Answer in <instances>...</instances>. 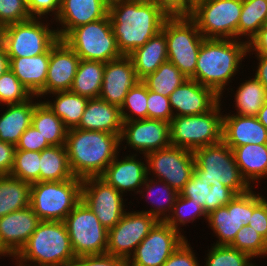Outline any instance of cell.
<instances>
[{
    "mask_svg": "<svg viewBox=\"0 0 267 266\" xmlns=\"http://www.w3.org/2000/svg\"><path fill=\"white\" fill-rule=\"evenodd\" d=\"M119 51L128 56L162 30L169 17L151 0H121L108 13Z\"/></svg>",
    "mask_w": 267,
    "mask_h": 266,
    "instance_id": "cell-1",
    "label": "cell"
},
{
    "mask_svg": "<svg viewBox=\"0 0 267 266\" xmlns=\"http://www.w3.org/2000/svg\"><path fill=\"white\" fill-rule=\"evenodd\" d=\"M65 147L76 178L100 177L120 152V134L72 128L67 131Z\"/></svg>",
    "mask_w": 267,
    "mask_h": 266,
    "instance_id": "cell-2",
    "label": "cell"
},
{
    "mask_svg": "<svg viewBox=\"0 0 267 266\" xmlns=\"http://www.w3.org/2000/svg\"><path fill=\"white\" fill-rule=\"evenodd\" d=\"M247 50L246 40L204 39L198 54L195 80L222 98L225 86L238 73Z\"/></svg>",
    "mask_w": 267,
    "mask_h": 266,
    "instance_id": "cell-3",
    "label": "cell"
},
{
    "mask_svg": "<svg viewBox=\"0 0 267 266\" xmlns=\"http://www.w3.org/2000/svg\"><path fill=\"white\" fill-rule=\"evenodd\" d=\"M14 258L22 266H70L76 256L65 223L48 220L40 221Z\"/></svg>",
    "mask_w": 267,
    "mask_h": 266,
    "instance_id": "cell-4",
    "label": "cell"
},
{
    "mask_svg": "<svg viewBox=\"0 0 267 266\" xmlns=\"http://www.w3.org/2000/svg\"><path fill=\"white\" fill-rule=\"evenodd\" d=\"M82 179L31 183L30 207L41 221H64L81 201Z\"/></svg>",
    "mask_w": 267,
    "mask_h": 266,
    "instance_id": "cell-5",
    "label": "cell"
},
{
    "mask_svg": "<svg viewBox=\"0 0 267 266\" xmlns=\"http://www.w3.org/2000/svg\"><path fill=\"white\" fill-rule=\"evenodd\" d=\"M221 103L203 114L173 117L169 123L170 144L193 151L223 141Z\"/></svg>",
    "mask_w": 267,
    "mask_h": 266,
    "instance_id": "cell-6",
    "label": "cell"
},
{
    "mask_svg": "<svg viewBox=\"0 0 267 266\" xmlns=\"http://www.w3.org/2000/svg\"><path fill=\"white\" fill-rule=\"evenodd\" d=\"M167 40L168 61L188 79L195 80L198 54L205 39L190 16H169L162 27Z\"/></svg>",
    "mask_w": 267,
    "mask_h": 266,
    "instance_id": "cell-7",
    "label": "cell"
},
{
    "mask_svg": "<svg viewBox=\"0 0 267 266\" xmlns=\"http://www.w3.org/2000/svg\"><path fill=\"white\" fill-rule=\"evenodd\" d=\"M62 40L82 60L107 63L123 56L118 49L109 15L72 29Z\"/></svg>",
    "mask_w": 267,
    "mask_h": 266,
    "instance_id": "cell-8",
    "label": "cell"
},
{
    "mask_svg": "<svg viewBox=\"0 0 267 266\" xmlns=\"http://www.w3.org/2000/svg\"><path fill=\"white\" fill-rule=\"evenodd\" d=\"M194 172L200 178H212L232 189L237 195L248 192L252 186L242 177L232 149L224 142L199 147L192 151Z\"/></svg>",
    "mask_w": 267,
    "mask_h": 266,
    "instance_id": "cell-9",
    "label": "cell"
},
{
    "mask_svg": "<svg viewBox=\"0 0 267 266\" xmlns=\"http://www.w3.org/2000/svg\"><path fill=\"white\" fill-rule=\"evenodd\" d=\"M41 20V21H40ZM50 23L42 18L9 24L0 29L2 41L8 57H33L45 53L59 38Z\"/></svg>",
    "mask_w": 267,
    "mask_h": 266,
    "instance_id": "cell-10",
    "label": "cell"
},
{
    "mask_svg": "<svg viewBox=\"0 0 267 266\" xmlns=\"http://www.w3.org/2000/svg\"><path fill=\"white\" fill-rule=\"evenodd\" d=\"M242 0H196L190 17L205 39L238 40Z\"/></svg>",
    "mask_w": 267,
    "mask_h": 266,
    "instance_id": "cell-11",
    "label": "cell"
},
{
    "mask_svg": "<svg viewBox=\"0 0 267 266\" xmlns=\"http://www.w3.org/2000/svg\"><path fill=\"white\" fill-rule=\"evenodd\" d=\"M76 257L105 254L108 230L81 200L63 221Z\"/></svg>",
    "mask_w": 267,
    "mask_h": 266,
    "instance_id": "cell-12",
    "label": "cell"
},
{
    "mask_svg": "<svg viewBox=\"0 0 267 266\" xmlns=\"http://www.w3.org/2000/svg\"><path fill=\"white\" fill-rule=\"evenodd\" d=\"M253 189L254 187L244 194L236 195L226 206L207 215L209 227L218 238L213 245H230L238 231L248 225L250 214L265 199Z\"/></svg>",
    "mask_w": 267,
    "mask_h": 266,
    "instance_id": "cell-13",
    "label": "cell"
},
{
    "mask_svg": "<svg viewBox=\"0 0 267 266\" xmlns=\"http://www.w3.org/2000/svg\"><path fill=\"white\" fill-rule=\"evenodd\" d=\"M145 157L147 175L164 181L178 193L184 189L194 172L193 152L185 148L170 145L167 148L150 152Z\"/></svg>",
    "mask_w": 267,
    "mask_h": 266,
    "instance_id": "cell-14",
    "label": "cell"
},
{
    "mask_svg": "<svg viewBox=\"0 0 267 266\" xmlns=\"http://www.w3.org/2000/svg\"><path fill=\"white\" fill-rule=\"evenodd\" d=\"M81 200L107 230L113 228L126 213L123 194L100 177L82 180Z\"/></svg>",
    "mask_w": 267,
    "mask_h": 266,
    "instance_id": "cell-15",
    "label": "cell"
},
{
    "mask_svg": "<svg viewBox=\"0 0 267 266\" xmlns=\"http://www.w3.org/2000/svg\"><path fill=\"white\" fill-rule=\"evenodd\" d=\"M157 222L154 216L141 211L126 212L121 220L108 230L106 253L128 261Z\"/></svg>",
    "mask_w": 267,
    "mask_h": 266,
    "instance_id": "cell-16",
    "label": "cell"
},
{
    "mask_svg": "<svg viewBox=\"0 0 267 266\" xmlns=\"http://www.w3.org/2000/svg\"><path fill=\"white\" fill-rule=\"evenodd\" d=\"M185 239L165 221H158L137 246L127 266H162Z\"/></svg>",
    "mask_w": 267,
    "mask_h": 266,
    "instance_id": "cell-17",
    "label": "cell"
},
{
    "mask_svg": "<svg viewBox=\"0 0 267 266\" xmlns=\"http://www.w3.org/2000/svg\"><path fill=\"white\" fill-rule=\"evenodd\" d=\"M122 142L143 155L167 148L171 145L169 123L155 119L123 121L120 145Z\"/></svg>",
    "mask_w": 267,
    "mask_h": 266,
    "instance_id": "cell-18",
    "label": "cell"
},
{
    "mask_svg": "<svg viewBox=\"0 0 267 266\" xmlns=\"http://www.w3.org/2000/svg\"><path fill=\"white\" fill-rule=\"evenodd\" d=\"M140 81L129 56L123 55L116 60L108 61L105 63L99 98L109 104L121 107L129 90Z\"/></svg>",
    "mask_w": 267,
    "mask_h": 266,
    "instance_id": "cell-19",
    "label": "cell"
},
{
    "mask_svg": "<svg viewBox=\"0 0 267 266\" xmlns=\"http://www.w3.org/2000/svg\"><path fill=\"white\" fill-rule=\"evenodd\" d=\"M79 56L63 40L50 47V59L45 81V96L58 91H70L76 75Z\"/></svg>",
    "mask_w": 267,
    "mask_h": 266,
    "instance_id": "cell-20",
    "label": "cell"
},
{
    "mask_svg": "<svg viewBox=\"0 0 267 266\" xmlns=\"http://www.w3.org/2000/svg\"><path fill=\"white\" fill-rule=\"evenodd\" d=\"M40 221L30 206L0 218V246L8 257L18 254Z\"/></svg>",
    "mask_w": 267,
    "mask_h": 266,
    "instance_id": "cell-21",
    "label": "cell"
},
{
    "mask_svg": "<svg viewBox=\"0 0 267 266\" xmlns=\"http://www.w3.org/2000/svg\"><path fill=\"white\" fill-rule=\"evenodd\" d=\"M169 101L175 117L206 113L221 101V98L196 80L186 79L169 95Z\"/></svg>",
    "mask_w": 267,
    "mask_h": 266,
    "instance_id": "cell-22",
    "label": "cell"
},
{
    "mask_svg": "<svg viewBox=\"0 0 267 266\" xmlns=\"http://www.w3.org/2000/svg\"><path fill=\"white\" fill-rule=\"evenodd\" d=\"M109 5L104 0H60V9L54 19L62 27H57L59 39H63L72 29L105 18Z\"/></svg>",
    "mask_w": 267,
    "mask_h": 266,
    "instance_id": "cell-23",
    "label": "cell"
},
{
    "mask_svg": "<svg viewBox=\"0 0 267 266\" xmlns=\"http://www.w3.org/2000/svg\"><path fill=\"white\" fill-rule=\"evenodd\" d=\"M136 156H138L136 153L131 154L123 157L120 161L118 154L100 178L122 194L127 193V191H134L138 194L148 175L145 155H143L145 163L142 160L139 161Z\"/></svg>",
    "mask_w": 267,
    "mask_h": 266,
    "instance_id": "cell-24",
    "label": "cell"
},
{
    "mask_svg": "<svg viewBox=\"0 0 267 266\" xmlns=\"http://www.w3.org/2000/svg\"><path fill=\"white\" fill-rule=\"evenodd\" d=\"M180 194L199 203L207 215L226 206L237 195L221 182L212 178H200L195 172Z\"/></svg>",
    "mask_w": 267,
    "mask_h": 266,
    "instance_id": "cell-25",
    "label": "cell"
},
{
    "mask_svg": "<svg viewBox=\"0 0 267 266\" xmlns=\"http://www.w3.org/2000/svg\"><path fill=\"white\" fill-rule=\"evenodd\" d=\"M223 141L231 148L267 144V129L256 116L223 115Z\"/></svg>",
    "mask_w": 267,
    "mask_h": 266,
    "instance_id": "cell-26",
    "label": "cell"
},
{
    "mask_svg": "<svg viewBox=\"0 0 267 266\" xmlns=\"http://www.w3.org/2000/svg\"><path fill=\"white\" fill-rule=\"evenodd\" d=\"M50 48L33 57H9V68L27 90L38 97L45 96V81L49 67Z\"/></svg>",
    "mask_w": 267,
    "mask_h": 266,
    "instance_id": "cell-27",
    "label": "cell"
},
{
    "mask_svg": "<svg viewBox=\"0 0 267 266\" xmlns=\"http://www.w3.org/2000/svg\"><path fill=\"white\" fill-rule=\"evenodd\" d=\"M122 126L120 107L109 104L100 98H92L88 99L85 111L76 128L121 134Z\"/></svg>",
    "mask_w": 267,
    "mask_h": 266,
    "instance_id": "cell-28",
    "label": "cell"
},
{
    "mask_svg": "<svg viewBox=\"0 0 267 266\" xmlns=\"http://www.w3.org/2000/svg\"><path fill=\"white\" fill-rule=\"evenodd\" d=\"M128 56L132 59L135 73L142 81L155 72L162 63L168 61L165 32L161 30Z\"/></svg>",
    "mask_w": 267,
    "mask_h": 266,
    "instance_id": "cell-29",
    "label": "cell"
},
{
    "mask_svg": "<svg viewBox=\"0 0 267 266\" xmlns=\"http://www.w3.org/2000/svg\"><path fill=\"white\" fill-rule=\"evenodd\" d=\"M37 101L32 98L20 104H7L0 114V141L16 146L21 135L32 123V115Z\"/></svg>",
    "mask_w": 267,
    "mask_h": 266,
    "instance_id": "cell-30",
    "label": "cell"
},
{
    "mask_svg": "<svg viewBox=\"0 0 267 266\" xmlns=\"http://www.w3.org/2000/svg\"><path fill=\"white\" fill-rule=\"evenodd\" d=\"M232 151L242 177L252 188L254 181L257 183L262 178L266 179L267 144H247L235 147Z\"/></svg>",
    "mask_w": 267,
    "mask_h": 266,
    "instance_id": "cell-31",
    "label": "cell"
},
{
    "mask_svg": "<svg viewBox=\"0 0 267 266\" xmlns=\"http://www.w3.org/2000/svg\"><path fill=\"white\" fill-rule=\"evenodd\" d=\"M150 178V176L146 178L144 185L141 187L142 190L140 189L138 194H143L142 198L144 196L146 200L150 199L149 202L152 203V206L149 208L150 210H142L141 212L154 216L158 221H165L172 212L179 193L164 181ZM144 193L146 194L144 195Z\"/></svg>",
    "mask_w": 267,
    "mask_h": 266,
    "instance_id": "cell-32",
    "label": "cell"
},
{
    "mask_svg": "<svg viewBox=\"0 0 267 266\" xmlns=\"http://www.w3.org/2000/svg\"><path fill=\"white\" fill-rule=\"evenodd\" d=\"M31 183L0 175V218L30 206Z\"/></svg>",
    "mask_w": 267,
    "mask_h": 266,
    "instance_id": "cell-33",
    "label": "cell"
},
{
    "mask_svg": "<svg viewBox=\"0 0 267 266\" xmlns=\"http://www.w3.org/2000/svg\"><path fill=\"white\" fill-rule=\"evenodd\" d=\"M31 125L40 132L50 146L65 145L68 129L50 107L40 99L34 107Z\"/></svg>",
    "mask_w": 267,
    "mask_h": 266,
    "instance_id": "cell-34",
    "label": "cell"
},
{
    "mask_svg": "<svg viewBox=\"0 0 267 266\" xmlns=\"http://www.w3.org/2000/svg\"><path fill=\"white\" fill-rule=\"evenodd\" d=\"M104 69V62L80 59L70 91L89 99L99 98Z\"/></svg>",
    "mask_w": 267,
    "mask_h": 266,
    "instance_id": "cell-35",
    "label": "cell"
},
{
    "mask_svg": "<svg viewBox=\"0 0 267 266\" xmlns=\"http://www.w3.org/2000/svg\"><path fill=\"white\" fill-rule=\"evenodd\" d=\"M65 145L50 146L40 152V182L74 178Z\"/></svg>",
    "mask_w": 267,
    "mask_h": 266,
    "instance_id": "cell-36",
    "label": "cell"
},
{
    "mask_svg": "<svg viewBox=\"0 0 267 266\" xmlns=\"http://www.w3.org/2000/svg\"><path fill=\"white\" fill-rule=\"evenodd\" d=\"M55 100L44 101L50 109L63 121L65 127L69 130L76 128L85 111L88 99L71 91H58L51 93Z\"/></svg>",
    "mask_w": 267,
    "mask_h": 266,
    "instance_id": "cell-37",
    "label": "cell"
},
{
    "mask_svg": "<svg viewBox=\"0 0 267 266\" xmlns=\"http://www.w3.org/2000/svg\"><path fill=\"white\" fill-rule=\"evenodd\" d=\"M234 97L236 115L256 116L267 101V91L253 75L238 86Z\"/></svg>",
    "mask_w": 267,
    "mask_h": 266,
    "instance_id": "cell-38",
    "label": "cell"
},
{
    "mask_svg": "<svg viewBox=\"0 0 267 266\" xmlns=\"http://www.w3.org/2000/svg\"><path fill=\"white\" fill-rule=\"evenodd\" d=\"M265 24H267V0H242L238 40H243L245 36L249 44Z\"/></svg>",
    "mask_w": 267,
    "mask_h": 266,
    "instance_id": "cell-39",
    "label": "cell"
},
{
    "mask_svg": "<svg viewBox=\"0 0 267 266\" xmlns=\"http://www.w3.org/2000/svg\"><path fill=\"white\" fill-rule=\"evenodd\" d=\"M186 79L188 78L173 63L166 61L155 72L145 77L142 82L148 90L169 97Z\"/></svg>",
    "mask_w": 267,
    "mask_h": 266,
    "instance_id": "cell-40",
    "label": "cell"
},
{
    "mask_svg": "<svg viewBox=\"0 0 267 266\" xmlns=\"http://www.w3.org/2000/svg\"><path fill=\"white\" fill-rule=\"evenodd\" d=\"M199 217V218H198ZM204 217L207 219V214L203 210V207L199 203L193 202L192 199L183 197L180 193L173 205L172 212L167 217L165 222L169 224L174 230L181 233L180 226L186 225V223H192L196 219Z\"/></svg>",
    "mask_w": 267,
    "mask_h": 266,
    "instance_id": "cell-41",
    "label": "cell"
},
{
    "mask_svg": "<svg viewBox=\"0 0 267 266\" xmlns=\"http://www.w3.org/2000/svg\"><path fill=\"white\" fill-rule=\"evenodd\" d=\"M10 175L28 183L40 182V152L15 150Z\"/></svg>",
    "mask_w": 267,
    "mask_h": 266,
    "instance_id": "cell-42",
    "label": "cell"
},
{
    "mask_svg": "<svg viewBox=\"0 0 267 266\" xmlns=\"http://www.w3.org/2000/svg\"><path fill=\"white\" fill-rule=\"evenodd\" d=\"M204 266H251L252 257L229 245H213L208 249Z\"/></svg>",
    "mask_w": 267,
    "mask_h": 266,
    "instance_id": "cell-43",
    "label": "cell"
},
{
    "mask_svg": "<svg viewBox=\"0 0 267 266\" xmlns=\"http://www.w3.org/2000/svg\"><path fill=\"white\" fill-rule=\"evenodd\" d=\"M120 110L123 121L147 119V86L142 81L129 90Z\"/></svg>",
    "mask_w": 267,
    "mask_h": 266,
    "instance_id": "cell-44",
    "label": "cell"
},
{
    "mask_svg": "<svg viewBox=\"0 0 267 266\" xmlns=\"http://www.w3.org/2000/svg\"><path fill=\"white\" fill-rule=\"evenodd\" d=\"M252 258L267 255V240L251 226H243L236 234L234 241L229 245Z\"/></svg>",
    "mask_w": 267,
    "mask_h": 266,
    "instance_id": "cell-45",
    "label": "cell"
},
{
    "mask_svg": "<svg viewBox=\"0 0 267 266\" xmlns=\"http://www.w3.org/2000/svg\"><path fill=\"white\" fill-rule=\"evenodd\" d=\"M33 96L10 68L0 76V105L20 104Z\"/></svg>",
    "mask_w": 267,
    "mask_h": 266,
    "instance_id": "cell-46",
    "label": "cell"
},
{
    "mask_svg": "<svg viewBox=\"0 0 267 266\" xmlns=\"http://www.w3.org/2000/svg\"><path fill=\"white\" fill-rule=\"evenodd\" d=\"M30 18L27 0H0V29Z\"/></svg>",
    "mask_w": 267,
    "mask_h": 266,
    "instance_id": "cell-47",
    "label": "cell"
},
{
    "mask_svg": "<svg viewBox=\"0 0 267 266\" xmlns=\"http://www.w3.org/2000/svg\"><path fill=\"white\" fill-rule=\"evenodd\" d=\"M173 117L169 97L157 94L147 88V119L170 123Z\"/></svg>",
    "mask_w": 267,
    "mask_h": 266,
    "instance_id": "cell-48",
    "label": "cell"
},
{
    "mask_svg": "<svg viewBox=\"0 0 267 266\" xmlns=\"http://www.w3.org/2000/svg\"><path fill=\"white\" fill-rule=\"evenodd\" d=\"M50 147L40 132L30 125L21 135L15 146L16 150H27L41 152L43 149Z\"/></svg>",
    "mask_w": 267,
    "mask_h": 266,
    "instance_id": "cell-49",
    "label": "cell"
},
{
    "mask_svg": "<svg viewBox=\"0 0 267 266\" xmlns=\"http://www.w3.org/2000/svg\"><path fill=\"white\" fill-rule=\"evenodd\" d=\"M192 249L186 238L162 266H200Z\"/></svg>",
    "mask_w": 267,
    "mask_h": 266,
    "instance_id": "cell-50",
    "label": "cell"
},
{
    "mask_svg": "<svg viewBox=\"0 0 267 266\" xmlns=\"http://www.w3.org/2000/svg\"><path fill=\"white\" fill-rule=\"evenodd\" d=\"M70 266H127V261L105 253L76 257Z\"/></svg>",
    "mask_w": 267,
    "mask_h": 266,
    "instance_id": "cell-51",
    "label": "cell"
},
{
    "mask_svg": "<svg viewBox=\"0 0 267 266\" xmlns=\"http://www.w3.org/2000/svg\"><path fill=\"white\" fill-rule=\"evenodd\" d=\"M168 16H190L195 8L196 0H151Z\"/></svg>",
    "mask_w": 267,
    "mask_h": 266,
    "instance_id": "cell-52",
    "label": "cell"
},
{
    "mask_svg": "<svg viewBox=\"0 0 267 266\" xmlns=\"http://www.w3.org/2000/svg\"><path fill=\"white\" fill-rule=\"evenodd\" d=\"M28 10L31 17L35 18H47V15L52 16L54 14V19L57 17L60 9V0H27Z\"/></svg>",
    "mask_w": 267,
    "mask_h": 266,
    "instance_id": "cell-53",
    "label": "cell"
},
{
    "mask_svg": "<svg viewBox=\"0 0 267 266\" xmlns=\"http://www.w3.org/2000/svg\"><path fill=\"white\" fill-rule=\"evenodd\" d=\"M248 225L267 240V199H264L250 214Z\"/></svg>",
    "mask_w": 267,
    "mask_h": 266,
    "instance_id": "cell-54",
    "label": "cell"
},
{
    "mask_svg": "<svg viewBox=\"0 0 267 266\" xmlns=\"http://www.w3.org/2000/svg\"><path fill=\"white\" fill-rule=\"evenodd\" d=\"M15 146L0 141V175H9L14 163Z\"/></svg>",
    "mask_w": 267,
    "mask_h": 266,
    "instance_id": "cell-55",
    "label": "cell"
},
{
    "mask_svg": "<svg viewBox=\"0 0 267 266\" xmlns=\"http://www.w3.org/2000/svg\"><path fill=\"white\" fill-rule=\"evenodd\" d=\"M255 51V54L267 55V24H265L257 35L249 42L247 54Z\"/></svg>",
    "mask_w": 267,
    "mask_h": 266,
    "instance_id": "cell-56",
    "label": "cell"
},
{
    "mask_svg": "<svg viewBox=\"0 0 267 266\" xmlns=\"http://www.w3.org/2000/svg\"><path fill=\"white\" fill-rule=\"evenodd\" d=\"M257 60V69L255 71V77L262 83L264 88L267 91V55L256 54Z\"/></svg>",
    "mask_w": 267,
    "mask_h": 266,
    "instance_id": "cell-57",
    "label": "cell"
},
{
    "mask_svg": "<svg viewBox=\"0 0 267 266\" xmlns=\"http://www.w3.org/2000/svg\"><path fill=\"white\" fill-rule=\"evenodd\" d=\"M9 69V57L6 54L5 47L0 40V76Z\"/></svg>",
    "mask_w": 267,
    "mask_h": 266,
    "instance_id": "cell-58",
    "label": "cell"
},
{
    "mask_svg": "<svg viewBox=\"0 0 267 266\" xmlns=\"http://www.w3.org/2000/svg\"><path fill=\"white\" fill-rule=\"evenodd\" d=\"M256 117L267 129V101L263 104Z\"/></svg>",
    "mask_w": 267,
    "mask_h": 266,
    "instance_id": "cell-59",
    "label": "cell"
},
{
    "mask_svg": "<svg viewBox=\"0 0 267 266\" xmlns=\"http://www.w3.org/2000/svg\"><path fill=\"white\" fill-rule=\"evenodd\" d=\"M108 5L112 4V3H115V2H118V1H121V0H104Z\"/></svg>",
    "mask_w": 267,
    "mask_h": 266,
    "instance_id": "cell-60",
    "label": "cell"
},
{
    "mask_svg": "<svg viewBox=\"0 0 267 266\" xmlns=\"http://www.w3.org/2000/svg\"><path fill=\"white\" fill-rule=\"evenodd\" d=\"M6 255H7V254L3 251V249H2L1 246H0V256H1V257H2V256L7 257Z\"/></svg>",
    "mask_w": 267,
    "mask_h": 266,
    "instance_id": "cell-61",
    "label": "cell"
}]
</instances>
